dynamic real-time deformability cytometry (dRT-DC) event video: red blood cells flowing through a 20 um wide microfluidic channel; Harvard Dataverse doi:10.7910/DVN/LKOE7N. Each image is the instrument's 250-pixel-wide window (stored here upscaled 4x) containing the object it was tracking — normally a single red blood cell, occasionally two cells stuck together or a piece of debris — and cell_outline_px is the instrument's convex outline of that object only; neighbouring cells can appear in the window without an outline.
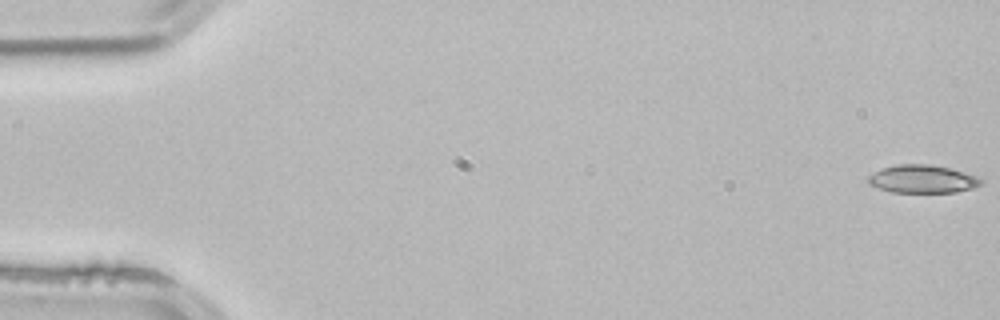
{"species": "common noctule bat (a hibernating species)", "species_latin": "Nyctalus noctula", "temperature_condition": "room temperature", "stored_images_in_passage": 3, "camera_frame_rate_fps": 3000, "um_per_image_px": 0.085, "animal": {"sex": "male", "body_mass_g": 21.5, "forearm_length_mm": 52.0}, "frame": {"image": 1, "passage_image": 1, "time_ms": 0.0, "image_size_px": [1000, 320], "cell_outline_px": [[984, 180], [980, 184], [972, 188], [956, 192], [892, 192], [868, 184], [868, 176], [880, 168], [896, 164], [928, 164], [948, 168], [976, 176]], "centroid_in_image_um": [78.37, 15.21], "position_along_channel_um": 6.6, "area_um2": 18.26}}
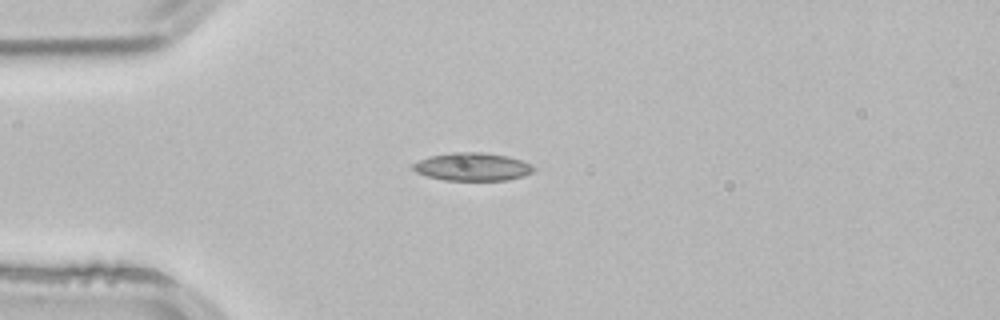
{"frame": {"image": 2, "passage_image": 3, "time_ms": 0.667, "image_size_px": [1000, 320], "cell_outline_px": [[536, 168], [532, 172], [524, 176], [508, 180], [444, 180], [428, 176], [416, 172], [412, 168], [412, 164], [428, 156], [452, 152], [484, 152], [508, 156], [532, 164]], "centroid_in_image_um": [40.17, 14.17], "position_along_channel_um": 44.8, "area_um2": 19.77}}